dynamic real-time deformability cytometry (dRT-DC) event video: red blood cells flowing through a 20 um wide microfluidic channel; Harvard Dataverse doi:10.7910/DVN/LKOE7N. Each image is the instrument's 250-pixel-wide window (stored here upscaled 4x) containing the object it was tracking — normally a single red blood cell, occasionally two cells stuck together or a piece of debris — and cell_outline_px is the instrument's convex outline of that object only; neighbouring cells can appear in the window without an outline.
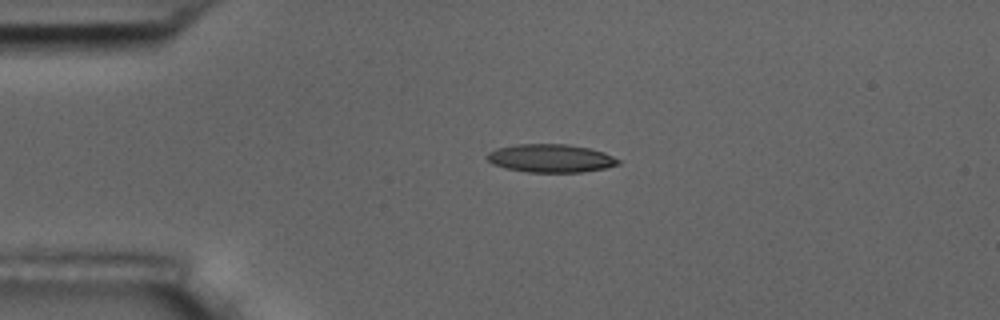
{"species": "common noctule bat (a hibernating species)", "species_latin": "Nyctalus noctula", "temperature_condition": "room temperature", "stored_images_in_passage": 2, "camera_frame_rate_fps": 3000, "um_per_image_px": 0.085, "animal": {"sex": "male", "body_mass_g": 17.5, "forearm_length_mm": 52.3}, "frame": {"image": 1, "passage_image": 1, "time_ms": 0.0, "image_size_px": [1000, 320], "cell_outline_px": [[620, 164], [604, 168], [580, 172], [528, 172], [504, 168], [492, 164], [484, 156], [488, 152], [496, 148], [516, 144], [568, 144], [588, 148], [604, 152], [620, 160]], "centroid_in_image_um": [46.76, 13.45], "position_along_channel_um": 38.2, "area_um2": 21.62}}